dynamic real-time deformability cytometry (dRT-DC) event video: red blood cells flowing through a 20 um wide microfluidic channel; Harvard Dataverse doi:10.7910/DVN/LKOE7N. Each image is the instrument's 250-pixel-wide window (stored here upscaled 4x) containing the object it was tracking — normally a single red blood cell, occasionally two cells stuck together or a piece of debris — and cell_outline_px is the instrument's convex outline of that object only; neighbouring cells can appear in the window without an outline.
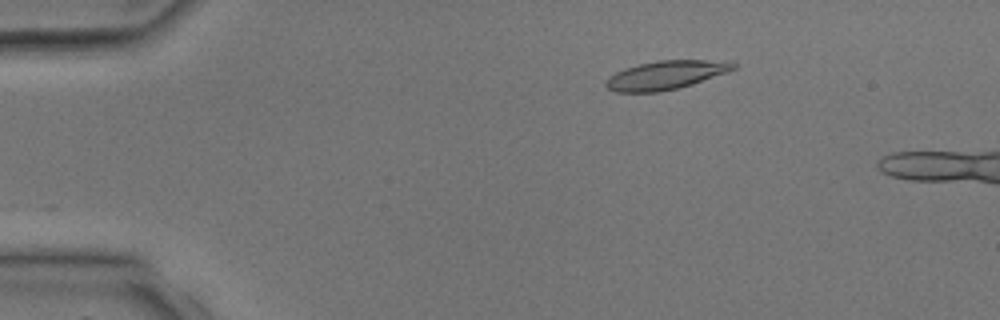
{"species": "common noctule bat (a hibernating species)", "species_latin": "Nyctalus noctula", "temperature_condition": "room temperature", "stored_images_in_passage": 3, "camera_frame_rate_fps": 3000, "um_per_image_px": 0.085, "animal": {"sex": "male", "body_mass_g": 17.9, "forearm_length_mm": 54.2}, "frame": {"image": 1, "passage_image": 2, "time_ms": 1.333, "image_size_px": [1000, 320], "cell_outline_px": [[736, 68], [692, 84], [660, 92], [616, 92], [608, 88], [604, 84], [604, 80], [608, 76], [624, 68], [656, 60], [704, 60], [736, 64]], "centroid_in_image_um": [56.47, 6.39], "position_along_channel_um": 28.5, "area_um2": 20.92}}